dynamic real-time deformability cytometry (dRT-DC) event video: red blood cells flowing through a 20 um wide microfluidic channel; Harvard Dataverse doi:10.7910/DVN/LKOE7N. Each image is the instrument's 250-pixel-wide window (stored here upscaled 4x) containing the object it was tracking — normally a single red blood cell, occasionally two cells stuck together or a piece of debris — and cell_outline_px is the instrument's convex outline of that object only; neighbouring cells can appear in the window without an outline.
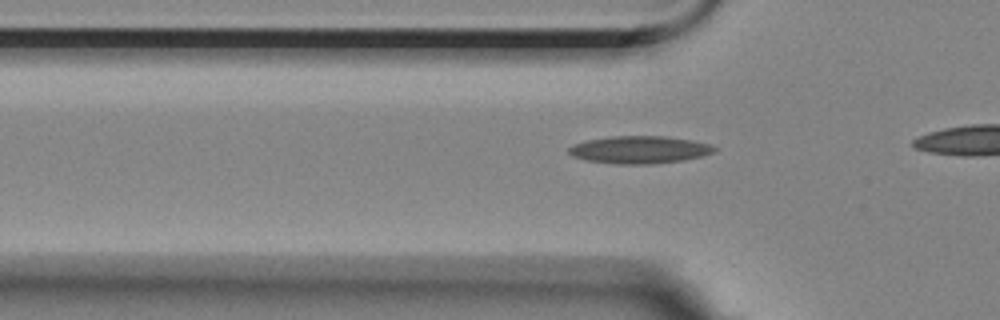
{"species": "Egyptian fruit bat (a non-hibernating species)", "species_latin": "Rousettus aegyptiacus", "temperature_condition": "room temperature", "stored_images_in_passage": 32, "camera_frame_rate_fps": 3000, "um_per_image_px": 0.085, "animal": {"sex": "female"}, "frame": {"image": 1, "passage_image": 5, "time_ms": 1.333, "image_size_px": [1000, 320], "cell_outline_px": [[720, 148], [716, 152], [704, 156], [684, 160], [652, 164], [616, 164], [584, 160], [572, 156], [568, 152], [568, 148], [572, 144], [588, 140], [612, 136], [664, 136], [692, 140], [712, 144]], "centroid_in_image_um": [54.41, 12.73], "position_along_channel_um": 71.4, "area_um2": 23.7}}
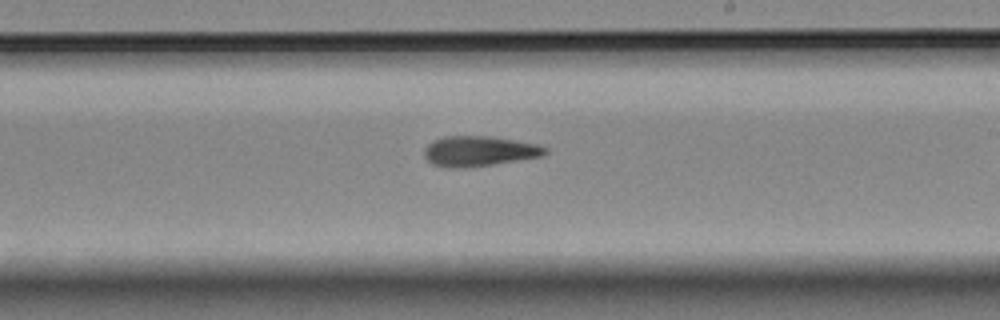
{"frame": {"image": 2, "passage_image": 20, "time_ms": 6.333, "image_size_px": [1000, 320], "cell_outline_px": [[548, 152], [544, 156], [468, 168], [444, 168], [432, 164], [424, 156], [424, 148], [428, 144], [444, 136], [488, 136], [536, 144], [548, 148]], "centroid_in_image_um": [40.71, 12.87], "position_along_channel_um": 248.3, "area_um2": 21.33}}
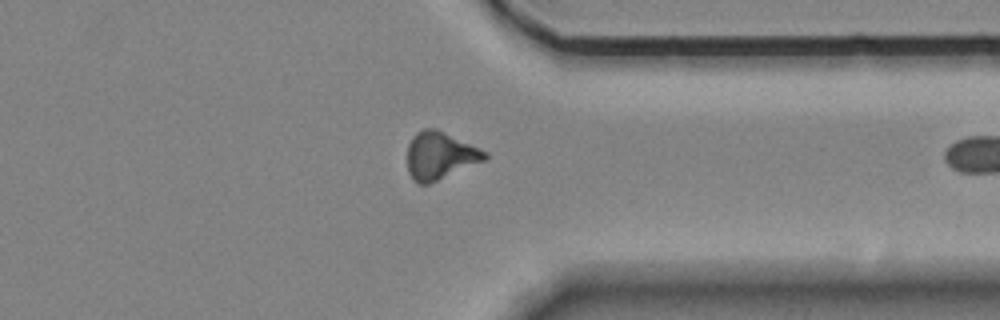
{"frame": {"image": 3, "passage_image": 31, "time_ms": 10.0, "image_size_px": [1000, 320], "cell_outline_px": [[488, 156], [484, 160], [428, 184], [416, 184], [412, 180], [408, 172], [408, 144], [412, 136], [416, 132], [424, 128], [436, 128], [488, 152]], "centroid_in_image_um": [37.36, 13.22], "position_along_channel_um": 374.0, "area_um2": 21.33}}